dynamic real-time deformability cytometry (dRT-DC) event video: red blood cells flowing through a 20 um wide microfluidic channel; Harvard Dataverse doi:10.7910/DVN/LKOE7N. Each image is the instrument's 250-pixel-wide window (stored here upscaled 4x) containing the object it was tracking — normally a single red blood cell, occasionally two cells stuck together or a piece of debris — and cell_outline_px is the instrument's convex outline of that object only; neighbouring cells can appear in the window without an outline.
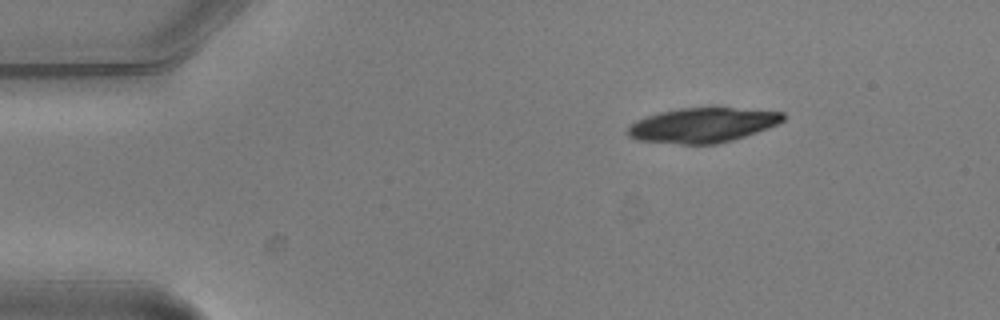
{"species": "common noctule bat (a hibernating species)", "species_latin": "Nyctalus noctula", "temperature_condition": "warm", "stored_images_in_passage": 6, "segment_of_instrument_passage": [1, 2], "camera_frame_rate_fps": 3000, "um_per_image_px": 0.085, "animal": {"sex": "male", "body_mass_g": 20.5, "forearm_length_mm": 52.5}, "frame": {"image": 1, "passage_image": 1, "time_ms": 0.0, "image_size_px": [1000, 320], "cell_outline_px": [[788, 116], [784, 120], [768, 128], [732, 140], [716, 144], [680, 144], [636, 140], [628, 136], [628, 128], [636, 120], [660, 112], [680, 108], [716, 104], [784, 112]], "centroid_in_image_um": [59.8, 10.58], "position_along_channel_um": 25.2, "area_um2": 32.48}}